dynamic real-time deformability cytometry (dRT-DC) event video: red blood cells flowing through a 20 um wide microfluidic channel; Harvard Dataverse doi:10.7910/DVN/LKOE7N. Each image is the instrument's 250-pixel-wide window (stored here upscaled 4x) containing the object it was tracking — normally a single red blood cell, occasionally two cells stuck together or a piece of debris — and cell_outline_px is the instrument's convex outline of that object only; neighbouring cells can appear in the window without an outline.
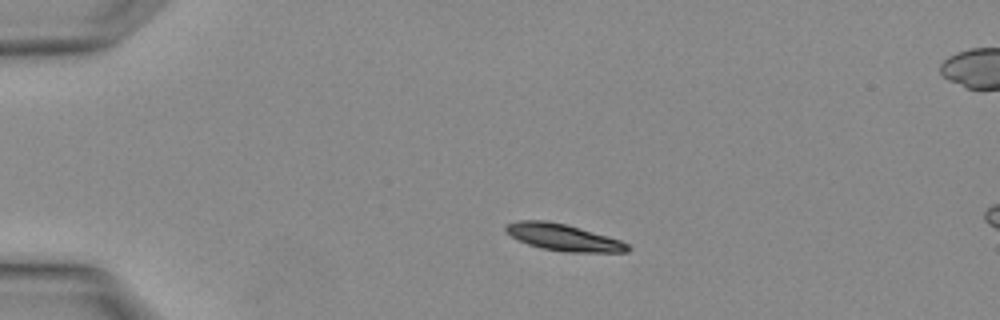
{"species": "Egyptian fruit bat (a non-hibernating species)", "species_latin": "Rousettus aegyptiacus", "temperature_condition": "warm", "stored_images_in_passage": 3, "camera_frame_rate_fps": 3000, "um_per_image_px": 0.085, "animal": {"sex": "female"}, "frame": {"image": 1, "passage_image": 2, "time_ms": 0.333, "image_size_px": [1000, 320], "cell_outline_px": [[632, 248], [628, 252], [564, 252], [540, 248], [516, 240], [504, 232], [504, 228], [508, 224], [520, 220], [544, 220], [564, 224], [608, 236], [620, 240], [628, 244]], "centroid_in_image_um": [47.86, 20.19], "position_along_channel_um": 37.1, "area_um2": 19.02}}